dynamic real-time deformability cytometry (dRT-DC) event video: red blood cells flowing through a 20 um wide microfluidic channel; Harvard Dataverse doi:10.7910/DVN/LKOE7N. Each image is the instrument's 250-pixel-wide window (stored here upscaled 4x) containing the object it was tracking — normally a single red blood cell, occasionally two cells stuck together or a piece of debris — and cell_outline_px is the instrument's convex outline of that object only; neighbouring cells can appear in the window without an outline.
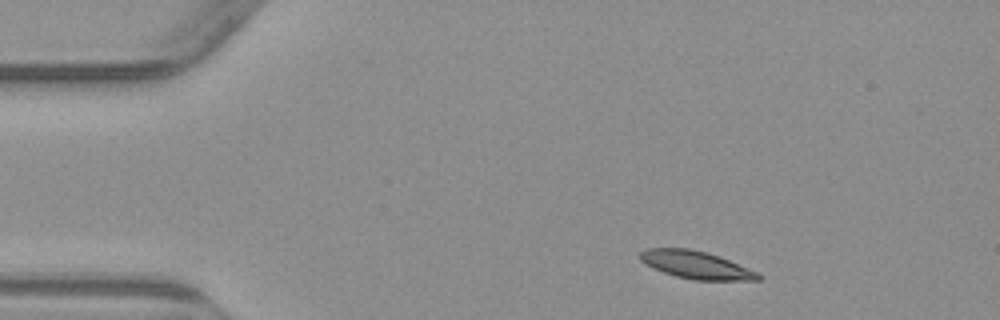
{"species": "common noctule bat (a hibernating species)", "species_latin": "Nyctalus noctula", "temperature_condition": "warm", "stored_images_in_passage": 3, "camera_frame_rate_fps": 3000, "um_per_image_px": 0.085, "animal": {"sex": "male", "body_mass_g": 23.1, "forearm_length_mm": 52.7}, "frame": {"image": 1, "passage_image": 1, "time_ms": 0.0, "image_size_px": [1000, 320], "cell_outline_px": [[764, 276], [760, 280], [696, 280], [676, 276], [652, 268], [644, 264], [640, 260], [640, 252], [644, 248], [688, 248], [720, 256], [760, 272]], "centroid_in_image_um": [59.2, 22.52], "position_along_channel_um": 25.8, "area_um2": 19.25}}